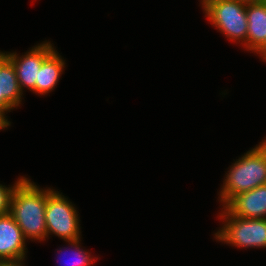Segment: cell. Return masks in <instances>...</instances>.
I'll use <instances>...</instances> for the list:
<instances>
[{
	"mask_svg": "<svg viewBox=\"0 0 266 266\" xmlns=\"http://www.w3.org/2000/svg\"><path fill=\"white\" fill-rule=\"evenodd\" d=\"M79 241L81 240H74V241H68V243L71 245V248L73 247L74 252L72 253L73 256L76 258V260L72 261L70 263V266H90L93 262H95V258L92 259L91 255L83 250L80 249Z\"/></svg>",
	"mask_w": 266,
	"mask_h": 266,
	"instance_id": "12",
	"label": "cell"
},
{
	"mask_svg": "<svg viewBox=\"0 0 266 266\" xmlns=\"http://www.w3.org/2000/svg\"><path fill=\"white\" fill-rule=\"evenodd\" d=\"M53 189H40L24 177L15 187L10 205V214L26 239L44 241L47 238L45 209L47 196Z\"/></svg>",
	"mask_w": 266,
	"mask_h": 266,
	"instance_id": "1",
	"label": "cell"
},
{
	"mask_svg": "<svg viewBox=\"0 0 266 266\" xmlns=\"http://www.w3.org/2000/svg\"><path fill=\"white\" fill-rule=\"evenodd\" d=\"M24 177H20L13 186H10L9 188L5 185L3 186L0 184V216L6 215L10 213V205H11V197L13 194V191L17 184L23 179Z\"/></svg>",
	"mask_w": 266,
	"mask_h": 266,
	"instance_id": "13",
	"label": "cell"
},
{
	"mask_svg": "<svg viewBox=\"0 0 266 266\" xmlns=\"http://www.w3.org/2000/svg\"><path fill=\"white\" fill-rule=\"evenodd\" d=\"M224 207L238 217L266 219V184L237 194Z\"/></svg>",
	"mask_w": 266,
	"mask_h": 266,
	"instance_id": "7",
	"label": "cell"
},
{
	"mask_svg": "<svg viewBox=\"0 0 266 266\" xmlns=\"http://www.w3.org/2000/svg\"><path fill=\"white\" fill-rule=\"evenodd\" d=\"M77 213L72 202L58 191L53 190L47 196L45 209L47 237L54 234L67 242L80 240V217Z\"/></svg>",
	"mask_w": 266,
	"mask_h": 266,
	"instance_id": "5",
	"label": "cell"
},
{
	"mask_svg": "<svg viewBox=\"0 0 266 266\" xmlns=\"http://www.w3.org/2000/svg\"><path fill=\"white\" fill-rule=\"evenodd\" d=\"M244 4H253V3H264L266 0H239Z\"/></svg>",
	"mask_w": 266,
	"mask_h": 266,
	"instance_id": "16",
	"label": "cell"
},
{
	"mask_svg": "<svg viewBox=\"0 0 266 266\" xmlns=\"http://www.w3.org/2000/svg\"><path fill=\"white\" fill-rule=\"evenodd\" d=\"M260 54L264 61H266V44L263 46V48L257 53Z\"/></svg>",
	"mask_w": 266,
	"mask_h": 266,
	"instance_id": "17",
	"label": "cell"
},
{
	"mask_svg": "<svg viewBox=\"0 0 266 266\" xmlns=\"http://www.w3.org/2000/svg\"><path fill=\"white\" fill-rule=\"evenodd\" d=\"M10 123L8 119H6L5 114L0 110V130L7 128L10 126Z\"/></svg>",
	"mask_w": 266,
	"mask_h": 266,
	"instance_id": "15",
	"label": "cell"
},
{
	"mask_svg": "<svg viewBox=\"0 0 266 266\" xmlns=\"http://www.w3.org/2000/svg\"><path fill=\"white\" fill-rule=\"evenodd\" d=\"M65 67V62L54 50L42 63L39 69L38 81H35L34 93L46 95L57 85Z\"/></svg>",
	"mask_w": 266,
	"mask_h": 266,
	"instance_id": "11",
	"label": "cell"
},
{
	"mask_svg": "<svg viewBox=\"0 0 266 266\" xmlns=\"http://www.w3.org/2000/svg\"><path fill=\"white\" fill-rule=\"evenodd\" d=\"M0 110L2 111V96H0Z\"/></svg>",
	"mask_w": 266,
	"mask_h": 266,
	"instance_id": "19",
	"label": "cell"
},
{
	"mask_svg": "<svg viewBox=\"0 0 266 266\" xmlns=\"http://www.w3.org/2000/svg\"><path fill=\"white\" fill-rule=\"evenodd\" d=\"M248 31L246 50L256 54L266 44V2L246 4Z\"/></svg>",
	"mask_w": 266,
	"mask_h": 266,
	"instance_id": "9",
	"label": "cell"
},
{
	"mask_svg": "<svg viewBox=\"0 0 266 266\" xmlns=\"http://www.w3.org/2000/svg\"><path fill=\"white\" fill-rule=\"evenodd\" d=\"M53 45L45 41L32 47L30 51L18 56L16 52L6 53V57L12 62L21 91L26 87L30 91L35 89V81H38L39 69L43 61L54 51Z\"/></svg>",
	"mask_w": 266,
	"mask_h": 266,
	"instance_id": "6",
	"label": "cell"
},
{
	"mask_svg": "<svg viewBox=\"0 0 266 266\" xmlns=\"http://www.w3.org/2000/svg\"><path fill=\"white\" fill-rule=\"evenodd\" d=\"M208 21L232 41L246 48L248 22L246 4L239 0H201Z\"/></svg>",
	"mask_w": 266,
	"mask_h": 266,
	"instance_id": "3",
	"label": "cell"
},
{
	"mask_svg": "<svg viewBox=\"0 0 266 266\" xmlns=\"http://www.w3.org/2000/svg\"><path fill=\"white\" fill-rule=\"evenodd\" d=\"M222 210L219 216L225 221L215 239L241 248L266 247V219H246L232 215L225 207Z\"/></svg>",
	"mask_w": 266,
	"mask_h": 266,
	"instance_id": "4",
	"label": "cell"
},
{
	"mask_svg": "<svg viewBox=\"0 0 266 266\" xmlns=\"http://www.w3.org/2000/svg\"><path fill=\"white\" fill-rule=\"evenodd\" d=\"M227 172L219 196L223 207L237 194L266 184V140L237 159Z\"/></svg>",
	"mask_w": 266,
	"mask_h": 266,
	"instance_id": "2",
	"label": "cell"
},
{
	"mask_svg": "<svg viewBox=\"0 0 266 266\" xmlns=\"http://www.w3.org/2000/svg\"><path fill=\"white\" fill-rule=\"evenodd\" d=\"M24 258L17 260H3L0 266H24L22 263Z\"/></svg>",
	"mask_w": 266,
	"mask_h": 266,
	"instance_id": "14",
	"label": "cell"
},
{
	"mask_svg": "<svg viewBox=\"0 0 266 266\" xmlns=\"http://www.w3.org/2000/svg\"><path fill=\"white\" fill-rule=\"evenodd\" d=\"M6 56L5 52H0V61Z\"/></svg>",
	"mask_w": 266,
	"mask_h": 266,
	"instance_id": "18",
	"label": "cell"
},
{
	"mask_svg": "<svg viewBox=\"0 0 266 266\" xmlns=\"http://www.w3.org/2000/svg\"><path fill=\"white\" fill-rule=\"evenodd\" d=\"M26 238L13 216H0V258L2 260L25 259Z\"/></svg>",
	"mask_w": 266,
	"mask_h": 266,
	"instance_id": "8",
	"label": "cell"
},
{
	"mask_svg": "<svg viewBox=\"0 0 266 266\" xmlns=\"http://www.w3.org/2000/svg\"><path fill=\"white\" fill-rule=\"evenodd\" d=\"M23 92L20 89L12 62L5 56L0 61V96H2V112L14 109L21 103Z\"/></svg>",
	"mask_w": 266,
	"mask_h": 266,
	"instance_id": "10",
	"label": "cell"
}]
</instances>
